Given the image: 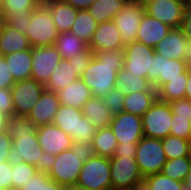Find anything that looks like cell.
Instances as JSON below:
<instances>
[{
	"instance_id": "cell-53",
	"label": "cell",
	"mask_w": 191,
	"mask_h": 190,
	"mask_svg": "<svg viewBox=\"0 0 191 190\" xmlns=\"http://www.w3.org/2000/svg\"><path fill=\"white\" fill-rule=\"evenodd\" d=\"M181 28L184 31L185 37L191 42V10H185Z\"/></svg>"
},
{
	"instance_id": "cell-19",
	"label": "cell",
	"mask_w": 191,
	"mask_h": 190,
	"mask_svg": "<svg viewBox=\"0 0 191 190\" xmlns=\"http://www.w3.org/2000/svg\"><path fill=\"white\" fill-rule=\"evenodd\" d=\"M88 47L93 52L124 48L121 34L113 20L98 23Z\"/></svg>"
},
{
	"instance_id": "cell-38",
	"label": "cell",
	"mask_w": 191,
	"mask_h": 190,
	"mask_svg": "<svg viewBox=\"0 0 191 190\" xmlns=\"http://www.w3.org/2000/svg\"><path fill=\"white\" fill-rule=\"evenodd\" d=\"M143 182L149 190H182L184 183L165 176L162 173H155L144 177Z\"/></svg>"
},
{
	"instance_id": "cell-35",
	"label": "cell",
	"mask_w": 191,
	"mask_h": 190,
	"mask_svg": "<svg viewBox=\"0 0 191 190\" xmlns=\"http://www.w3.org/2000/svg\"><path fill=\"white\" fill-rule=\"evenodd\" d=\"M190 168L191 160L189 157H180L167 160L162 167L161 173L171 179L184 182Z\"/></svg>"
},
{
	"instance_id": "cell-28",
	"label": "cell",
	"mask_w": 191,
	"mask_h": 190,
	"mask_svg": "<svg viewBox=\"0 0 191 190\" xmlns=\"http://www.w3.org/2000/svg\"><path fill=\"white\" fill-rule=\"evenodd\" d=\"M117 145V139L111 128L104 127L96 130L88 152L110 158L114 156Z\"/></svg>"
},
{
	"instance_id": "cell-39",
	"label": "cell",
	"mask_w": 191,
	"mask_h": 190,
	"mask_svg": "<svg viewBox=\"0 0 191 190\" xmlns=\"http://www.w3.org/2000/svg\"><path fill=\"white\" fill-rule=\"evenodd\" d=\"M20 190H69L55 181L43 172L37 171L27 183L23 184Z\"/></svg>"
},
{
	"instance_id": "cell-3",
	"label": "cell",
	"mask_w": 191,
	"mask_h": 190,
	"mask_svg": "<svg viewBox=\"0 0 191 190\" xmlns=\"http://www.w3.org/2000/svg\"><path fill=\"white\" fill-rule=\"evenodd\" d=\"M87 153L88 149L78 146L59 153L47 175L67 189L75 187Z\"/></svg>"
},
{
	"instance_id": "cell-31",
	"label": "cell",
	"mask_w": 191,
	"mask_h": 190,
	"mask_svg": "<svg viewBox=\"0 0 191 190\" xmlns=\"http://www.w3.org/2000/svg\"><path fill=\"white\" fill-rule=\"evenodd\" d=\"M126 1L127 0H96L87 10L98 23H103L113 20L123 9Z\"/></svg>"
},
{
	"instance_id": "cell-41",
	"label": "cell",
	"mask_w": 191,
	"mask_h": 190,
	"mask_svg": "<svg viewBox=\"0 0 191 190\" xmlns=\"http://www.w3.org/2000/svg\"><path fill=\"white\" fill-rule=\"evenodd\" d=\"M36 126L26 116H12L6 126V132L13 139L16 135L32 134Z\"/></svg>"
},
{
	"instance_id": "cell-45",
	"label": "cell",
	"mask_w": 191,
	"mask_h": 190,
	"mask_svg": "<svg viewBox=\"0 0 191 190\" xmlns=\"http://www.w3.org/2000/svg\"><path fill=\"white\" fill-rule=\"evenodd\" d=\"M171 112L178 117L186 118L191 117V100L187 98L177 99L169 102Z\"/></svg>"
},
{
	"instance_id": "cell-37",
	"label": "cell",
	"mask_w": 191,
	"mask_h": 190,
	"mask_svg": "<svg viewBox=\"0 0 191 190\" xmlns=\"http://www.w3.org/2000/svg\"><path fill=\"white\" fill-rule=\"evenodd\" d=\"M5 20L9 16L31 14L42 1L41 0H2Z\"/></svg>"
},
{
	"instance_id": "cell-4",
	"label": "cell",
	"mask_w": 191,
	"mask_h": 190,
	"mask_svg": "<svg viewBox=\"0 0 191 190\" xmlns=\"http://www.w3.org/2000/svg\"><path fill=\"white\" fill-rule=\"evenodd\" d=\"M110 171L109 157L88 152L75 187L89 190H113Z\"/></svg>"
},
{
	"instance_id": "cell-54",
	"label": "cell",
	"mask_w": 191,
	"mask_h": 190,
	"mask_svg": "<svg viewBox=\"0 0 191 190\" xmlns=\"http://www.w3.org/2000/svg\"><path fill=\"white\" fill-rule=\"evenodd\" d=\"M77 10L88 9L96 0H64Z\"/></svg>"
},
{
	"instance_id": "cell-44",
	"label": "cell",
	"mask_w": 191,
	"mask_h": 190,
	"mask_svg": "<svg viewBox=\"0 0 191 190\" xmlns=\"http://www.w3.org/2000/svg\"><path fill=\"white\" fill-rule=\"evenodd\" d=\"M93 51L88 47L83 53H80L77 56L72 58H68L67 60L70 63H73V67L75 68V73L81 77L84 71L89 66L91 59L93 58Z\"/></svg>"
},
{
	"instance_id": "cell-42",
	"label": "cell",
	"mask_w": 191,
	"mask_h": 190,
	"mask_svg": "<svg viewBox=\"0 0 191 190\" xmlns=\"http://www.w3.org/2000/svg\"><path fill=\"white\" fill-rule=\"evenodd\" d=\"M124 95L125 92L123 90L115 88L112 89L108 95L102 98L106 108L109 109L113 116L124 111Z\"/></svg>"
},
{
	"instance_id": "cell-13",
	"label": "cell",
	"mask_w": 191,
	"mask_h": 190,
	"mask_svg": "<svg viewBox=\"0 0 191 190\" xmlns=\"http://www.w3.org/2000/svg\"><path fill=\"white\" fill-rule=\"evenodd\" d=\"M43 150L38 144L36 130L32 134L16 135L12 139V147L8 154V162L11 165L25 162L34 165L41 157Z\"/></svg>"
},
{
	"instance_id": "cell-11",
	"label": "cell",
	"mask_w": 191,
	"mask_h": 190,
	"mask_svg": "<svg viewBox=\"0 0 191 190\" xmlns=\"http://www.w3.org/2000/svg\"><path fill=\"white\" fill-rule=\"evenodd\" d=\"M125 58L123 69L132 74L147 78L151 82V65L155 49L134 41L124 46Z\"/></svg>"
},
{
	"instance_id": "cell-50",
	"label": "cell",
	"mask_w": 191,
	"mask_h": 190,
	"mask_svg": "<svg viewBox=\"0 0 191 190\" xmlns=\"http://www.w3.org/2000/svg\"><path fill=\"white\" fill-rule=\"evenodd\" d=\"M55 159L56 155L43 152L34 167L36 171L48 174L52 169Z\"/></svg>"
},
{
	"instance_id": "cell-2",
	"label": "cell",
	"mask_w": 191,
	"mask_h": 190,
	"mask_svg": "<svg viewBox=\"0 0 191 190\" xmlns=\"http://www.w3.org/2000/svg\"><path fill=\"white\" fill-rule=\"evenodd\" d=\"M53 123L71 137L74 146L86 149L90 147L97 130L81 109L63 104L58 108Z\"/></svg>"
},
{
	"instance_id": "cell-57",
	"label": "cell",
	"mask_w": 191,
	"mask_h": 190,
	"mask_svg": "<svg viewBox=\"0 0 191 190\" xmlns=\"http://www.w3.org/2000/svg\"><path fill=\"white\" fill-rule=\"evenodd\" d=\"M183 183H184V186L191 189V168Z\"/></svg>"
},
{
	"instance_id": "cell-65",
	"label": "cell",
	"mask_w": 191,
	"mask_h": 190,
	"mask_svg": "<svg viewBox=\"0 0 191 190\" xmlns=\"http://www.w3.org/2000/svg\"><path fill=\"white\" fill-rule=\"evenodd\" d=\"M189 123H190V129H191V117H190V119H189Z\"/></svg>"
},
{
	"instance_id": "cell-18",
	"label": "cell",
	"mask_w": 191,
	"mask_h": 190,
	"mask_svg": "<svg viewBox=\"0 0 191 190\" xmlns=\"http://www.w3.org/2000/svg\"><path fill=\"white\" fill-rule=\"evenodd\" d=\"M36 134L41 149L49 154L58 155L74 146L71 137L54 123L36 127Z\"/></svg>"
},
{
	"instance_id": "cell-49",
	"label": "cell",
	"mask_w": 191,
	"mask_h": 190,
	"mask_svg": "<svg viewBox=\"0 0 191 190\" xmlns=\"http://www.w3.org/2000/svg\"><path fill=\"white\" fill-rule=\"evenodd\" d=\"M12 165L6 161L0 163V189L11 190Z\"/></svg>"
},
{
	"instance_id": "cell-58",
	"label": "cell",
	"mask_w": 191,
	"mask_h": 190,
	"mask_svg": "<svg viewBox=\"0 0 191 190\" xmlns=\"http://www.w3.org/2000/svg\"><path fill=\"white\" fill-rule=\"evenodd\" d=\"M131 190H149L144 182L134 185Z\"/></svg>"
},
{
	"instance_id": "cell-10",
	"label": "cell",
	"mask_w": 191,
	"mask_h": 190,
	"mask_svg": "<svg viewBox=\"0 0 191 190\" xmlns=\"http://www.w3.org/2000/svg\"><path fill=\"white\" fill-rule=\"evenodd\" d=\"M145 8L136 0H127L123 9L113 19L121 37L123 45L126 46L136 41L141 19Z\"/></svg>"
},
{
	"instance_id": "cell-27",
	"label": "cell",
	"mask_w": 191,
	"mask_h": 190,
	"mask_svg": "<svg viewBox=\"0 0 191 190\" xmlns=\"http://www.w3.org/2000/svg\"><path fill=\"white\" fill-rule=\"evenodd\" d=\"M79 78L75 73L73 63H70L67 59H61L59 65L54 69L49 80L44 85L45 90L57 92Z\"/></svg>"
},
{
	"instance_id": "cell-7",
	"label": "cell",
	"mask_w": 191,
	"mask_h": 190,
	"mask_svg": "<svg viewBox=\"0 0 191 190\" xmlns=\"http://www.w3.org/2000/svg\"><path fill=\"white\" fill-rule=\"evenodd\" d=\"M172 117L169 103L157 99L142 116L144 136L163 139L170 135Z\"/></svg>"
},
{
	"instance_id": "cell-30",
	"label": "cell",
	"mask_w": 191,
	"mask_h": 190,
	"mask_svg": "<svg viewBox=\"0 0 191 190\" xmlns=\"http://www.w3.org/2000/svg\"><path fill=\"white\" fill-rule=\"evenodd\" d=\"M117 88L123 90L125 94L141 91H157L147 78L132 74L129 70L125 69H121L117 73Z\"/></svg>"
},
{
	"instance_id": "cell-33",
	"label": "cell",
	"mask_w": 191,
	"mask_h": 190,
	"mask_svg": "<svg viewBox=\"0 0 191 190\" xmlns=\"http://www.w3.org/2000/svg\"><path fill=\"white\" fill-rule=\"evenodd\" d=\"M62 59L72 58L83 53L88 45L71 32L58 33L54 45Z\"/></svg>"
},
{
	"instance_id": "cell-48",
	"label": "cell",
	"mask_w": 191,
	"mask_h": 190,
	"mask_svg": "<svg viewBox=\"0 0 191 190\" xmlns=\"http://www.w3.org/2000/svg\"><path fill=\"white\" fill-rule=\"evenodd\" d=\"M15 80L11 75L8 64L3 56H0V89H11Z\"/></svg>"
},
{
	"instance_id": "cell-14",
	"label": "cell",
	"mask_w": 191,
	"mask_h": 190,
	"mask_svg": "<svg viewBox=\"0 0 191 190\" xmlns=\"http://www.w3.org/2000/svg\"><path fill=\"white\" fill-rule=\"evenodd\" d=\"M109 127L118 144L138 143L144 136L142 117L124 111L113 116Z\"/></svg>"
},
{
	"instance_id": "cell-52",
	"label": "cell",
	"mask_w": 191,
	"mask_h": 190,
	"mask_svg": "<svg viewBox=\"0 0 191 190\" xmlns=\"http://www.w3.org/2000/svg\"><path fill=\"white\" fill-rule=\"evenodd\" d=\"M137 143L118 144L113 157H135Z\"/></svg>"
},
{
	"instance_id": "cell-15",
	"label": "cell",
	"mask_w": 191,
	"mask_h": 190,
	"mask_svg": "<svg viewBox=\"0 0 191 190\" xmlns=\"http://www.w3.org/2000/svg\"><path fill=\"white\" fill-rule=\"evenodd\" d=\"M31 78L45 85L62 59L55 46L32 48Z\"/></svg>"
},
{
	"instance_id": "cell-25",
	"label": "cell",
	"mask_w": 191,
	"mask_h": 190,
	"mask_svg": "<svg viewBox=\"0 0 191 190\" xmlns=\"http://www.w3.org/2000/svg\"><path fill=\"white\" fill-rule=\"evenodd\" d=\"M15 82L31 79L32 73V48L29 50L14 52L3 56Z\"/></svg>"
},
{
	"instance_id": "cell-21",
	"label": "cell",
	"mask_w": 191,
	"mask_h": 190,
	"mask_svg": "<svg viewBox=\"0 0 191 190\" xmlns=\"http://www.w3.org/2000/svg\"><path fill=\"white\" fill-rule=\"evenodd\" d=\"M171 29L169 25L144 13L140 22L136 41L155 48Z\"/></svg>"
},
{
	"instance_id": "cell-43",
	"label": "cell",
	"mask_w": 191,
	"mask_h": 190,
	"mask_svg": "<svg viewBox=\"0 0 191 190\" xmlns=\"http://www.w3.org/2000/svg\"><path fill=\"white\" fill-rule=\"evenodd\" d=\"M170 135L189 140L191 138L189 120L183 117H178V115H173Z\"/></svg>"
},
{
	"instance_id": "cell-17",
	"label": "cell",
	"mask_w": 191,
	"mask_h": 190,
	"mask_svg": "<svg viewBox=\"0 0 191 190\" xmlns=\"http://www.w3.org/2000/svg\"><path fill=\"white\" fill-rule=\"evenodd\" d=\"M154 49L156 53L171 60L191 61V42L181 27L172 28Z\"/></svg>"
},
{
	"instance_id": "cell-51",
	"label": "cell",
	"mask_w": 191,
	"mask_h": 190,
	"mask_svg": "<svg viewBox=\"0 0 191 190\" xmlns=\"http://www.w3.org/2000/svg\"><path fill=\"white\" fill-rule=\"evenodd\" d=\"M12 147V138L6 132H0V163L8 160V154Z\"/></svg>"
},
{
	"instance_id": "cell-64",
	"label": "cell",
	"mask_w": 191,
	"mask_h": 190,
	"mask_svg": "<svg viewBox=\"0 0 191 190\" xmlns=\"http://www.w3.org/2000/svg\"><path fill=\"white\" fill-rule=\"evenodd\" d=\"M182 190H191V189H189L186 186H184Z\"/></svg>"
},
{
	"instance_id": "cell-62",
	"label": "cell",
	"mask_w": 191,
	"mask_h": 190,
	"mask_svg": "<svg viewBox=\"0 0 191 190\" xmlns=\"http://www.w3.org/2000/svg\"><path fill=\"white\" fill-rule=\"evenodd\" d=\"M189 159L191 160V138L189 139Z\"/></svg>"
},
{
	"instance_id": "cell-59",
	"label": "cell",
	"mask_w": 191,
	"mask_h": 190,
	"mask_svg": "<svg viewBox=\"0 0 191 190\" xmlns=\"http://www.w3.org/2000/svg\"><path fill=\"white\" fill-rule=\"evenodd\" d=\"M5 22V16L3 11V3L2 0H0V24Z\"/></svg>"
},
{
	"instance_id": "cell-61",
	"label": "cell",
	"mask_w": 191,
	"mask_h": 190,
	"mask_svg": "<svg viewBox=\"0 0 191 190\" xmlns=\"http://www.w3.org/2000/svg\"><path fill=\"white\" fill-rule=\"evenodd\" d=\"M186 10H191V0H186Z\"/></svg>"
},
{
	"instance_id": "cell-46",
	"label": "cell",
	"mask_w": 191,
	"mask_h": 190,
	"mask_svg": "<svg viewBox=\"0 0 191 190\" xmlns=\"http://www.w3.org/2000/svg\"><path fill=\"white\" fill-rule=\"evenodd\" d=\"M0 113L9 118L15 115L11 89H0Z\"/></svg>"
},
{
	"instance_id": "cell-23",
	"label": "cell",
	"mask_w": 191,
	"mask_h": 190,
	"mask_svg": "<svg viewBox=\"0 0 191 190\" xmlns=\"http://www.w3.org/2000/svg\"><path fill=\"white\" fill-rule=\"evenodd\" d=\"M31 45L26 34L20 33L5 22L0 24V56L29 50Z\"/></svg>"
},
{
	"instance_id": "cell-34",
	"label": "cell",
	"mask_w": 191,
	"mask_h": 190,
	"mask_svg": "<svg viewBox=\"0 0 191 190\" xmlns=\"http://www.w3.org/2000/svg\"><path fill=\"white\" fill-rule=\"evenodd\" d=\"M187 80L188 78H175L163 84L157 90L158 100L169 103L173 100L185 98Z\"/></svg>"
},
{
	"instance_id": "cell-12",
	"label": "cell",
	"mask_w": 191,
	"mask_h": 190,
	"mask_svg": "<svg viewBox=\"0 0 191 190\" xmlns=\"http://www.w3.org/2000/svg\"><path fill=\"white\" fill-rule=\"evenodd\" d=\"M44 90L45 86L32 78L15 82L11 87L15 115L27 117Z\"/></svg>"
},
{
	"instance_id": "cell-6",
	"label": "cell",
	"mask_w": 191,
	"mask_h": 190,
	"mask_svg": "<svg viewBox=\"0 0 191 190\" xmlns=\"http://www.w3.org/2000/svg\"><path fill=\"white\" fill-rule=\"evenodd\" d=\"M135 159L143 177L161 173L162 167L167 162L162 139L143 136L137 143Z\"/></svg>"
},
{
	"instance_id": "cell-63",
	"label": "cell",
	"mask_w": 191,
	"mask_h": 190,
	"mask_svg": "<svg viewBox=\"0 0 191 190\" xmlns=\"http://www.w3.org/2000/svg\"><path fill=\"white\" fill-rule=\"evenodd\" d=\"M69 190H89V189H80L78 187H73V188H70Z\"/></svg>"
},
{
	"instance_id": "cell-32",
	"label": "cell",
	"mask_w": 191,
	"mask_h": 190,
	"mask_svg": "<svg viewBox=\"0 0 191 190\" xmlns=\"http://www.w3.org/2000/svg\"><path fill=\"white\" fill-rule=\"evenodd\" d=\"M97 26L98 22L92 17L87 9L78 10L77 17L69 32L89 45Z\"/></svg>"
},
{
	"instance_id": "cell-47",
	"label": "cell",
	"mask_w": 191,
	"mask_h": 190,
	"mask_svg": "<svg viewBox=\"0 0 191 190\" xmlns=\"http://www.w3.org/2000/svg\"><path fill=\"white\" fill-rule=\"evenodd\" d=\"M31 14H24L20 16H9L5 23L12 28H15L20 33L26 34L28 32V27L30 23Z\"/></svg>"
},
{
	"instance_id": "cell-16",
	"label": "cell",
	"mask_w": 191,
	"mask_h": 190,
	"mask_svg": "<svg viewBox=\"0 0 191 190\" xmlns=\"http://www.w3.org/2000/svg\"><path fill=\"white\" fill-rule=\"evenodd\" d=\"M185 10L186 0H159L145 7V13L171 28L182 27Z\"/></svg>"
},
{
	"instance_id": "cell-9",
	"label": "cell",
	"mask_w": 191,
	"mask_h": 190,
	"mask_svg": "<svg viewBox=\"0 0 191 190\" xmlns=\"http://www.w3.org/2000/svg\"><path fill=\"white\" fill-rule=\"evenodd\" d=\"M111 185L113 190L131 189L143 182L135 157H110Z\"/></svg>"
},
{
	"instance_id": "cell-40",
	"label": "cell",
	"mask_w": 191,
	"mask_h": 190,
	"mask_svg": "<svg viewBox=\"0 0 191 190\" xmlns=\"http://www.w3.org/2000/svg\"><path fill=\"white\" fill-rule=\"evenodd\" d=\"M34 165L20 162L12 165L11 190H20L23 184L27 183L36 173Z\"/></svg>"
},
{
	"instance_id": "cell-24",
	"label": "cell",
	"mask_w": 191,
	"mask_h": 190,
	"mask_svg": "<svg viewBox=\"0 0 191 190\" xmlns=\"http://www.w3.org/2000/svg\"><path fill=\"white\" fill-rule=\"evenodd\" d=\"M60 104L81 109L89 98L92 97V91L83 83L81 78L70 83L68 86L59 89L56 92Z\"/></svg>"
},
{
	"instance_id": "cell-60",
	"label": "cell",
	"mask_w": 191,
	"mask_h": 190,
	"mask_svg": "<svg viewBox=\"0 0 191 190\" xmlns=\"http://www.w3.org/2000/svg\"><path fill=\"white\" fill-rule=\"evenodd\" d=\"M137 2L141 3L142 6L145 8L147 5L159 1V0H136Z\"/></svg>"
},
{
	"instance_id": "cell-20",
	"label": "cell",
	"mask_w": 191,
	"mask_h": 190,
	"mask_svg": "<svg viewBox=\"0 0 191 190\" xmlns=\"http://www.w3.org/2000/svg\"><path fill=\"white\" fill-rule=\"evenodd\" d=\"M59 97L56 92L44 90L37 104L32 108L27 118L36 126L53 123L55 114L60 107Z\"/></svg>"
},
{
	"instance_id": "cell-22",
	"label": "cell",
	"mask_w": 191,
	"mask_h": 190,
	"mask_svg": "<svg viewBox=\"0 0 191 190\" xmlns=\"http://www.w3.org/2000/svg\"><path fill=\"white\" fill-rule=\"evenodd\" d=\"M42 3L51 13L57 32H69L77 17L78 10L64 0H43Z\"/></svg>"
},
{
	"instance_id": "cell-56",
	"label": "cell",
	"mask_w": 191,
	"mask_h": 190,
	"mask_svg": "<svg viewBox=\"0 0 191 190\" xmlns=\"http://www.w3.org/2000/svg\"><path fill=\"white\" fill-rule=\"evenodd\" d=\"M8 120H9V117L0 113V132L6 131Z\"/></svg>"
},
{
	"instance_id": "cell-26",
	"label": "cell",
	"mask_w": 191,
	"mask_h": 190,
	"mask_svg": "<svg viewBox=\"0 0 191 190\" xmlns=\"http://www.w3.org/2000/svg\"><path fill=\"white\" fill-rule=\"evenodd\" d=\"M83 115L94 125L96 129L109 127L113 115L106 108L104 101L97 97H91L82 108Z\"/></svg>"
},
{
	"instance_id": "cell-1",
	"label": "cell",
	"mask_w": 191,
	"mask_h": 190,
	"mask_svg": "<svg viewBox=\"0 0 191 190\" xmlns=\"http://www.w3.org/2000/svg\"><path fill=\"white\" fill-rule=\"evenodd\" d=\"M89 66L80 77L92 91V96L104 98L117 88V73L124 67V48L93 52Z\"/></svg>"
},
{
	"instance_id": "cell-8",
	"label": "cell",
	"mask_w": 191,
	"mask_h": 190,
	"mask_svg": "<svg viewBox=\"0 0 191 190\" xmlns=\"http://www.w3.org/2000/svg\"><path fill=\"white\" fill-rule=\"evenodd\" d=\"M191 61L168 59L159 53L154 54L151 65V83L158 90L163 84L175 78H188Z\"/></svg>"
},
{
	"instance_id": "cell-29",
	"label": "cell",
	"mask_w": 191,
	"mask_h": 190,
	"mask_svg": "<svg viewBox=\"0 0 191 190\" xmlns=\"http://www.w3.org/2000/svg\"><path fill=\"white\" fill-rule=\"evenodd\" d=\"M157 99V91H141L125 94L124 112L142 117Z\"/></svg>"
},
{
	"instance_id": "cell-5",
	"label": "cell",
	"mask_w": 191,
	"mask_h": 190,
	"mask_svg": "<svg viewBox=\"0 0 191 190\" xmlns=\"http://www.w3.org/2000/svg\"><path fill=\"white\" fill-rule=\"evenodd\" d=\"M26 36L31 48L55 45L58 32L51 13L43 3L32 11Z\"/></svg>"
},
{
	"instance_id": "cell-36",
	"label": "cell",
	"mask_w": 191,
	"mask_h": 190,
	"mask_svg": "<svg viewBox=\"0 0 191 190\" xmlns=\"http://www.w3.org/2000/svg\"><path fill=\"white\" fill-rule=\"evenodd\" d=\"M162 145L167 160L189 157V140L168 135L162 139Z\"/></svg>"
},
{
	"instance_id": "cell-55",
	"label": "cell",
	"mask_w": 191,
	"mask_h": 190,
	"mask_svg": "<svg viewBox=\"0 0 191 190\" xmlns=\"http://www.w3.org/2000/svg\"><path fill=\"white\" fill-rule=\"evenodd\" d=\"M185 98L191 100V66L188 68V80L185 90Z\"/></svg>"
}]
</instances>
